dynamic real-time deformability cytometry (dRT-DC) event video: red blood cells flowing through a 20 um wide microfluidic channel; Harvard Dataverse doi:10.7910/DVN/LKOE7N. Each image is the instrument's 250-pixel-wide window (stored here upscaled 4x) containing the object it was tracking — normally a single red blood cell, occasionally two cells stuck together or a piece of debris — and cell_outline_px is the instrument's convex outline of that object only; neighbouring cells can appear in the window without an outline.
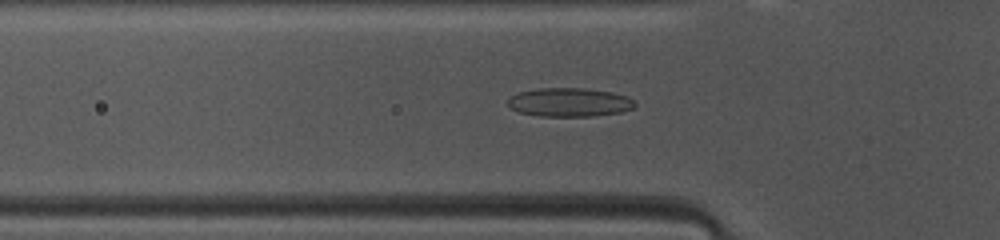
{"species": "common noctule bat (a hibernating species)", "species_latin": "Nyctalus noctula", "temperature_condition": "warm", "stored_images_in_passage": 47, "camera_frame_rate_fps": 3000, "um_per_image_px": 0.085, "animal": {"sex": "female", "body_mass_g": 10.0, "forearm_length_mm": 53.1}, "frame": {"image": 1, "passage_image": 14, "time_ms": 4.333, "image_size_px": [1000, 240], "cell_outline_px": [[636, 108], [620, 112], [592, 116], [540, 116], [520, 112], [512, 108], [508, 104], [508, 100], [512, 96], [520, 92], [540, 88], [584, 88], [612, 92], [628, 96], [636, 104]], "centroid_in_image_um": [48.45, 8.69], "position_along_channel_um": 77.3, "area_um2": 21.15}}
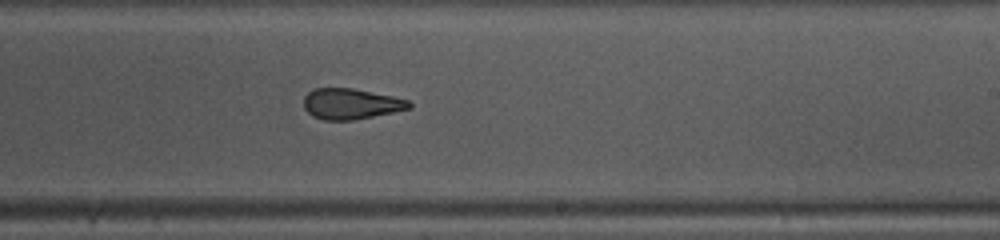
{"frame": {"image": 2, "passage_image": 27, "time_ms": 8.667, "image_size_px": [1000, 240], "cell_outline_px": [[412, 108], [352, 120], [324, 120], [312, 116], [304, 108], [304, 96], [308, 92], [316, 88], [352, 88], [392, 96], [408, 100], [412, 104]], "centroid_in_image_um": [29.81, 8.82], "position_along_channel_um": 259.2, "area_um2": 18.73}}
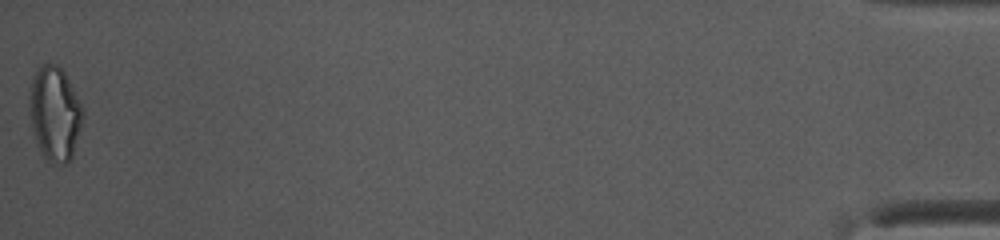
{"frame": {"image": 3, "passage_image": 47, "time_ms": 15.333, "image_size_px": [1000, 240], "cell_outline_px": [[84, 116], [72, 156], [68, 164], [52, 164], [44, 156], [36, 144], [32, 128], [28, 104], [32, 80], [36, 72], [44, 64], [56, 64], [64, 72], [84, 108]], "centroid_in_image_um": [4.66, 9.69], "position_along_channel_um": 430.5, "area_um2": 29.3}, "authors_computed_cell_mechanics": {"area_um2": 20.3456, "velocity_mm_per_s": 4.1686, "shape_relaxation_time_tau1_ms": null, "shape_relaxation_time_tau2_ms": 1.8686, "deformation_change_tau1": null, "deformation_change_tau2": 0.1009}}